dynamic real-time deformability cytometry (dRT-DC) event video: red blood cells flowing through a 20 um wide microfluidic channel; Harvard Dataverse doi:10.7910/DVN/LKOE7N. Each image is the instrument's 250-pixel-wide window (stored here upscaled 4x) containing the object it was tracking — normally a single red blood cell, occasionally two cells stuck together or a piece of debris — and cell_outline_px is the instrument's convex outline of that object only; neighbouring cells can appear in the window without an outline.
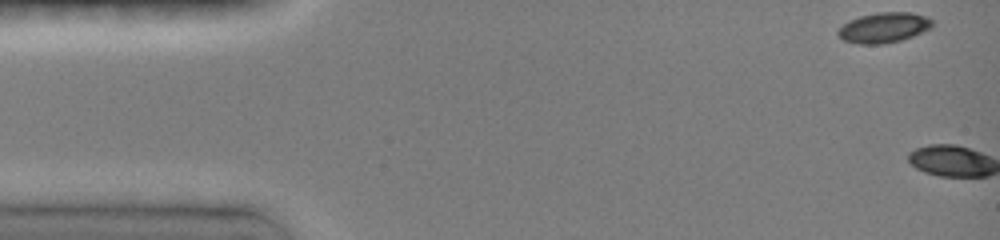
{"species": "common noctule bat (a hibernating species)", "species_latin": "Nyctalus noctula", "temperature_condition": "room temperature", "stored_images_in_passage": 2, "camera_frame_rate_fps": 3000, "um_per_image_px": 0.085, "animal": {"sex": "female", "body_mass_g": 19.0, "forearm_length_mm": 51.5}, "frame": {"image": 1, "passage_image": 1, "time_ms": 0.0, "image_size_px": [1000, 240], "cell_outline_px": [[932, 28], [912, 36], [900, 40], [884, 44], [860, 44], [844, 40], [836, 32], [844, 24], [860, 16], [876, 12], [912, 12], [924, 16], [932, 20]], "centroid_in_image_um": [75.15, 2.34], "position_along_channel_um": 9.9, "area_um2": 16.42}}